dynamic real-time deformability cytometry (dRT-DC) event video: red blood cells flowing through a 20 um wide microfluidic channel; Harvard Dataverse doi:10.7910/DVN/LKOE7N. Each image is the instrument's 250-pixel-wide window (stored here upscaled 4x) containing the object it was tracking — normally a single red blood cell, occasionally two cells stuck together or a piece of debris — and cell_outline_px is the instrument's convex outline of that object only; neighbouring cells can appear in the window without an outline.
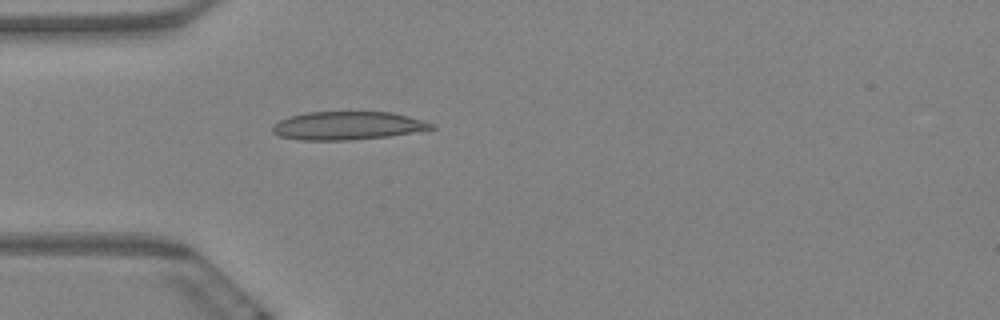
{"species": "Egyptian fruit bat (a non-hibernating species)", "species_latin": "Rousettus aegyptiacus", "temperature_condition": "warm", "stored_images_in_passage": 5, "camera_frame_rate_fps": 3000, "um_per_image_px": 0.085, "animal": {"sex": "female"}, "frame": {"image": 1, "passage_image": 5, "time_ms": 1.333, "image_size_px": [1000, 320], "cell_outline_px": [[436, 128], [388, 136], [348, 140], [300, 140], [280, 136], [272, 132], [272, 128], [280, 120], [288, 116], [304, 112], [392, 112], [408, 116], [436, 124]], "centroid_in_image_um": [29.54, 10.67], "position_along_channel_um": 55.5, "area_um2": 26.07}}